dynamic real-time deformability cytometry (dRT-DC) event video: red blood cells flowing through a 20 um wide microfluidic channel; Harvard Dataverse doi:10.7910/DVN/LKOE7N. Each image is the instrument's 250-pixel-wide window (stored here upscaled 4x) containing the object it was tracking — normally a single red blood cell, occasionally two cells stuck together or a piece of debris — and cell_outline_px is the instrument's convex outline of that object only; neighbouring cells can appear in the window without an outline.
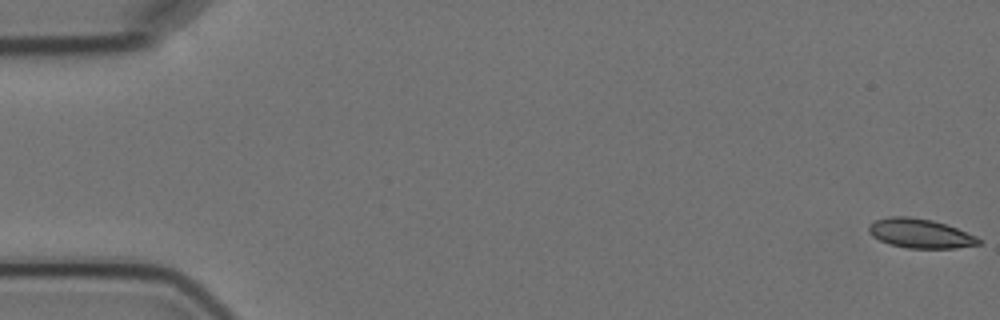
{"species": "Egyptian fruit bat (a non-hibernating species)", "species_latin": "Rousettus aegyptiacus", "temperature_condition": "cold", "stored_images_in_passage": 6, "camera_frame_rate_fps": 3000, "um_per_image_px": 0.085, "animal": {"sex": "female"}, "frame": {"image": 1, "passage_image": 1, "time_ms": 0.0, "image_size_px": [1000, 320], "cell_outline_px": [[984, 240], [980, 244], [956, 248], [908, 248], [888, 244], [872, 236], [868, 232], [868, 224], [876, 220], [888, 216], [908, 216], [932, 220], [956, 228], [976, 236]], "centroid_in_image_um": [78.2, 19.84], "position_along_channel_um": 6.8, "area_um2": 18.84}}
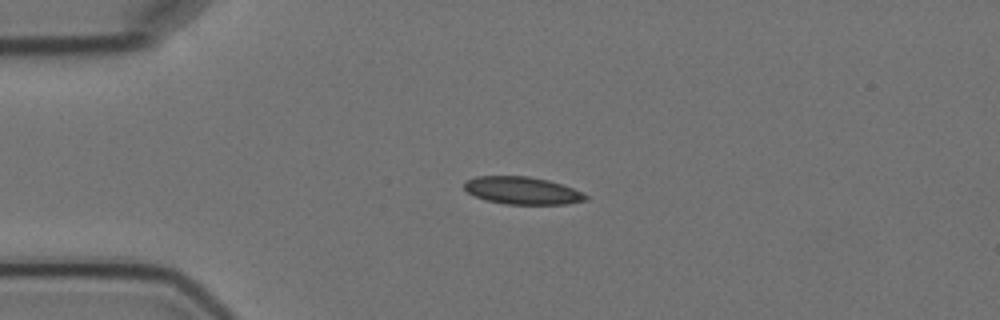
{"frame": {"image": 2, "passage_image": 4, "time_ms": 4.333, "image_size_px": [1000, 320], "cell_outline_px": [[588, 200], [568, 204], [504, 204], [484, 200], [468, 192], [464, 188], [464, 180], [476, 176], [528, 176], [548, 180], [572, 188], [588, 196]], "centroid_in_image_um": [44.36, 16.2], "position_along_channel_um": 40.6, "area_um2": 19.48}}
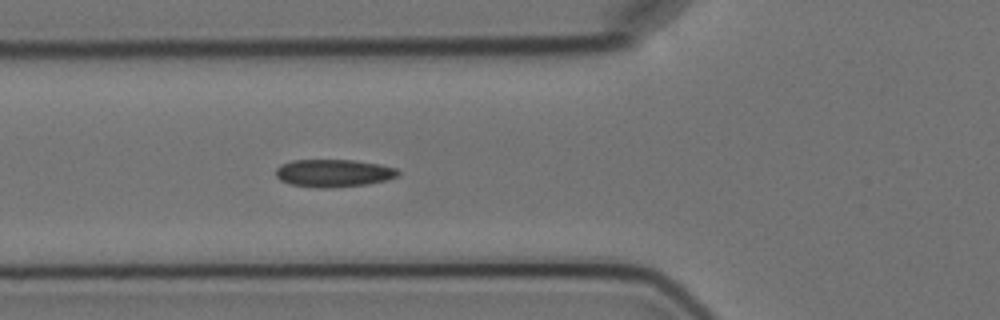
{"frame": {"image": 3, "passage_image": 6, "time_ms": 6.667, "image_size_px": [1000, 320], "cell_outline_px": [[400, 176], [368, 184], [324, 188], [316, 188], [292, 184], [280, 180], [276, 176], [276, 168], [280, 164], [292, 160], [352, 160], [380, 164], [396, 168], [400, 172]], "centroid_in_image_um": [28.35, 14.71], "position_along_channel_um": 97.4, "area_um2": 19.71}}